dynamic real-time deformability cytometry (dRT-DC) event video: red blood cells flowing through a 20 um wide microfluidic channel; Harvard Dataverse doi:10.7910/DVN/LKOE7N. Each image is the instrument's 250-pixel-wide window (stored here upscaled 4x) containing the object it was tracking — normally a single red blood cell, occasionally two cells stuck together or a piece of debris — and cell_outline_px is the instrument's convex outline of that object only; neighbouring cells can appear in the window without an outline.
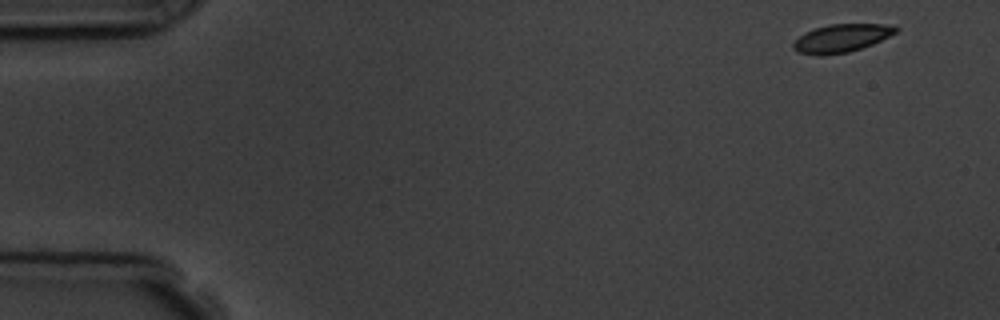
{"species": "common noctule bat (a hibernating species)", "species_latin": "Nyctalus noctula", "temperature_condition": "room temperature", "stored_images_in_passage": 5, "camera_frame_rate_fps": 3000, "um_per_image_px": 0.085, "animal": {"sex": "male", "body_mass_g": 19.5, "forearm_length_mm": 54.6}, "frame": {"image": 1, "passage_image": 1, "time_ms": 0.0, "image_size_px": [1000, 320], "cell_outline_px": [[900, 28], [896, 32], [872, 44], [848, 52], [820, 56], [816, 56], [800, 52], [792, 48], [792, 44], [804, 32], [828, 24], [884, 24]], "centroid_in_image_um": [71.49, 3.25], "position_along_channel_um": 13.5, "area_um2": 16.59}}
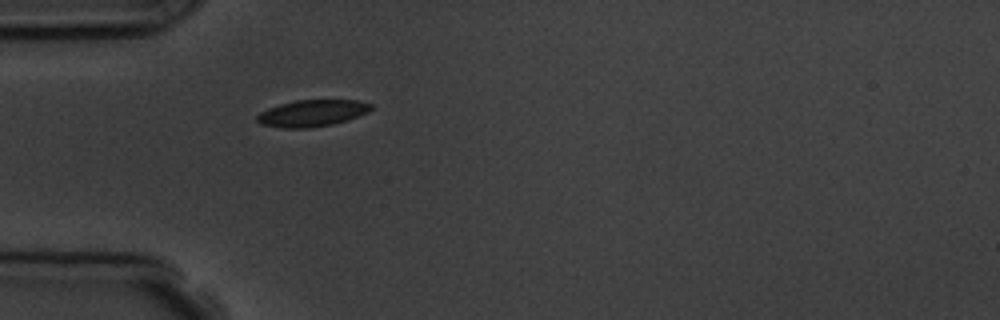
{"frame": {"image": 2, "passage_image": 5, "time_ms": 4.333, "image_size_px": [1000, 320], "cell_outline_px": [[372, 108], [368, 112], [348, 120], [332, 124], [308, 128], [280, 128], [260, 124], [256, 120], [256, 116], [260, 112], [268, 108], [280, 104], [296, 100], [360, 100], [372, 104]], "centroid_in_image_um": [26.52, 9.62], "position_along_channel_um": 58.5, "area_um2": 17.8}}